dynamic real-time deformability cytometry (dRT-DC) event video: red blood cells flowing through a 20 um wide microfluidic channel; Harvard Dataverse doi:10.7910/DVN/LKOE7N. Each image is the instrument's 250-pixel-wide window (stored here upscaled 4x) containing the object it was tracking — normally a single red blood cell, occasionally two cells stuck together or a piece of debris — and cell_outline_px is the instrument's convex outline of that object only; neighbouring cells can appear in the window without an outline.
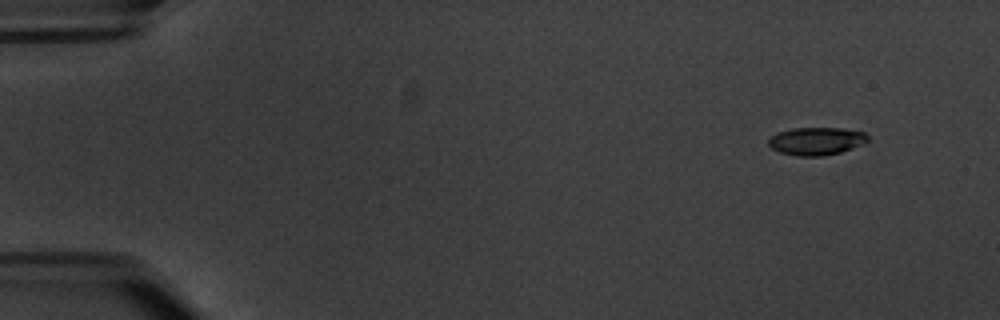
{"species": "common noctule bat (a hibernating species)", "species_latin": "Nyctalus noctula", "temperature_condition": "warm", "stored_images_in_passage": 6, "camera_frame_rate_fps": 3000, "um_per_image_px": 0.085, "animal": {"sex": "male", "body_mass_g": 20.1, "forearm_length_mm": 53.5}, "frame": {"image": 1, "passage_image": 1, "time_ms": 0.0, "image_size_px": [1000, 320], "cell_outline_px": [[868, 140], [864, 144], [840, 152], [820, 156], [796, 156], [780, 152], [772, 148], [768, 144], [768, 140], [772, 136], [780, 132], [792, 128], [840, 128], [864, 132], [868, 136]], "centroid_in_image_um": [69.4, 11.99], "position_along_channel_um": 15.6, "area_um2": 15.95}}